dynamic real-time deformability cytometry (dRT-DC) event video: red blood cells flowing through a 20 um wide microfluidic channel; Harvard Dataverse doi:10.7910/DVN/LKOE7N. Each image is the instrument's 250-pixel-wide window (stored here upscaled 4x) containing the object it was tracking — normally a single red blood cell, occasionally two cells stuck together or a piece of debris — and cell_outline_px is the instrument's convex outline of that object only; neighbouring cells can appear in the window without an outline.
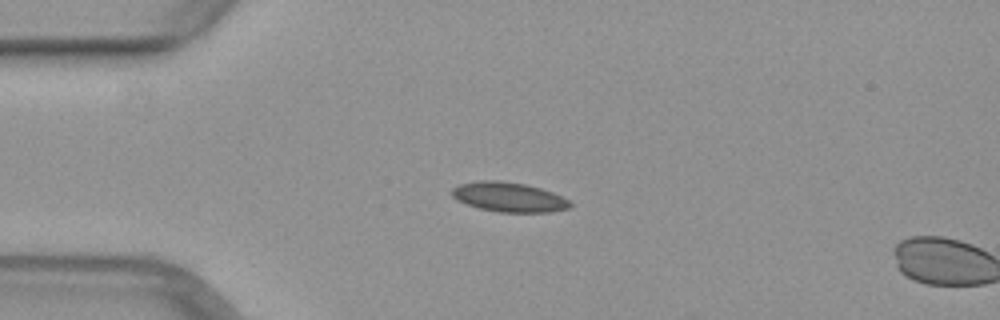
{"species": "common noctule bat (a hibernating species)", "species_latin": "Nyctalus noctula", "temperature_condition": "warm", "stored_images_in_passage": 3, "camera_frame_rate_fps": 3000, "um_per_image_px": 0.085, "animal": {"sex": "female", "body_mass_g": 29.2, "forearm_length_mm": 56.3}, "frame": {"image": 1, "passage_image": 1, "time_ms": 0.0, "image_size_px": [1000, 320], "cell_outline_px": [[572, 204], [568, 208], [552, 212], [500, 212], [480, 208], [456, 200], [448, 192], [452, 188], [460, 184], [476, 180], [500, 180], [524, 184], [540, 188], [552, 192], [568, 200]], "centroid_in_image_um": [43.2, 16.74], "position_along_channel_um": 41.8, "area_um2": 20.4}}